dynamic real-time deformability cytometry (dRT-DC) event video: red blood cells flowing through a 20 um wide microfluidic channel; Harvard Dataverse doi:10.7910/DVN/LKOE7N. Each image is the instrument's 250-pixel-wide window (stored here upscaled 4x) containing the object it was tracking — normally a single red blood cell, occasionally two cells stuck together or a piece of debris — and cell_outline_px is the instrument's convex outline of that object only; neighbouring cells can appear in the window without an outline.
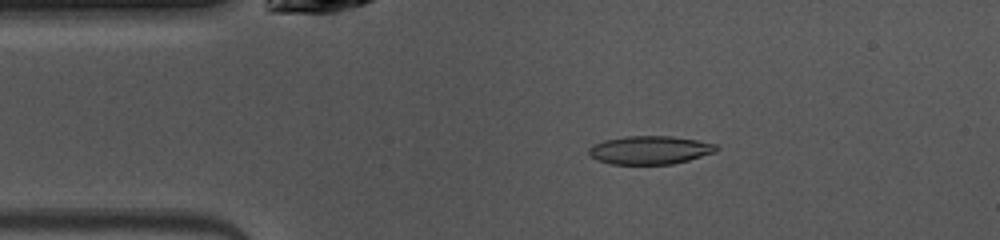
{"species": "common noctule bat (a hibernating species)", "species_latin": "Nyctalus noctula", "temperature_condition": "warm", "stored_images_in_passage": 44, "camera_frame_rate_fps": 3000, "um_per_image_px": 0.085, "animal": {"sex": "female", "body_mass_g": 10.0, "forearm_length_mm": 53.1}, "frame": {"image": 1, "passage_image": 8, "time_ms": 2.333, "image_size_px": [1000, 240], "cell_outline_px": [[720, 148], [716, 152], [688, 160], [672, 164], [612, 164], [596, 160], [588, 152], [588, 148], [592, 144], [604, 140], [624, 136], [672, 136], [696, 140], [716, 144]], "centroid_in_image_um": [55.23, 12.75], "position_along_channel_um": 29.8, "area_um2": 21.15}}
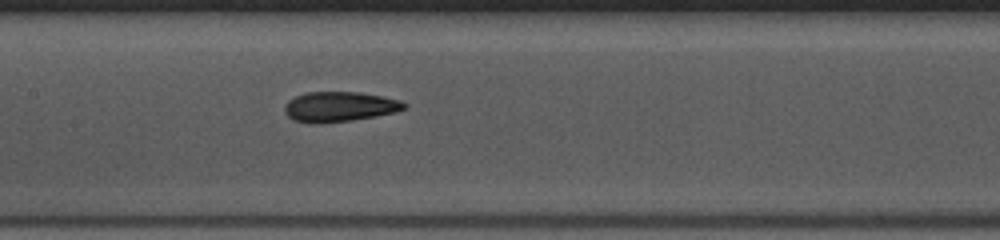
{"frame": {"image": 2, "passage_image": 21, "time_ms": 6.667, "image_size_px": [1000, 240], "cell_outline_px": [[408, 108], [396, 112], [352, 120], [324, 124], [308, 124], [292, 120], [284, 112], [284, 104], [288, 100], [304, 92], [360, 92], [384, 96], [400, 100], [408, 104]], "centroid_in_image_um": [28.84, 9.08], "position_along_channel_um": 178.6, "area_um2": 21.44}}
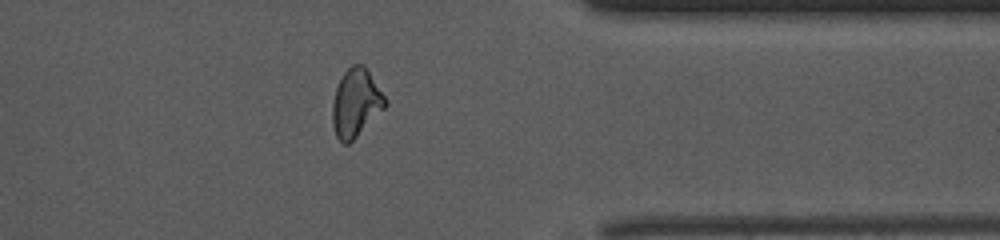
{"frame": {"image": 3, "passage_image": 37, "time_ms": 12.0, "image_size_px": [1000, 240], "cell_outline_px": [[388, 104], [348, 144], [344, 144], [336, 136], [332, 124], [332, 104], [336, 88], [344, 72], [352, 64], [364, 64], [388, 100]], "centroid_in_image_um": [30.25, 8.72], "position_along_channel_um": 381.1, "area_um2": 20.75}}